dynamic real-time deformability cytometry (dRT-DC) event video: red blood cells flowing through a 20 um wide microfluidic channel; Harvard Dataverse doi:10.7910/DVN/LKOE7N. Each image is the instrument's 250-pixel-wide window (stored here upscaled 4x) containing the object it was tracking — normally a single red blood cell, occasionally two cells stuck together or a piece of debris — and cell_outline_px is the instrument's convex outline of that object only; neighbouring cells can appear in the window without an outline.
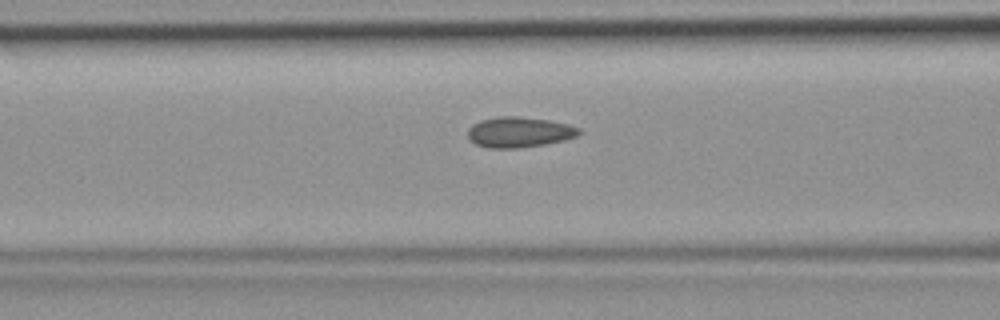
{"species": "common noctule bat (a hibernating species)", "species_latin": "Nyctalus noctula", "temperature_condition": "room temperature", "stored_images_in_passage": 34, "camera_frame_rate_fps": 3000, "um_per_image_px": 0.085, "animal": {"sex": "female", "body_mass_g": 19.9}, "frame": {"image": 1, "passage_image": 6, "time_ms": 1.667, "image_size_px": [1000, 320], "cell_outline_px": [[584, 132], [576, 136], [564, 140], [544, 144], [520, 148], [488, 148], [476, 144], [468, 136], [468, 128], [472, 124], [480, 120], [496, 116], [520, 116], [548, 120], [568, 124], [580, 128]], "centroid_in_image_um": [44.14, 11.22], "position_along_channel_um": 122.5, "area_um2": 19.88}}
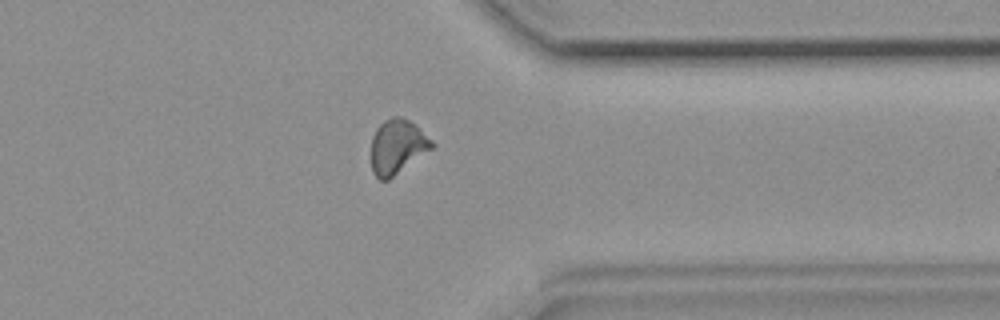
{"frame": {"image": 2, "passage_image": 24, "time_ms": 7.667, "image_size_px": [1000, 320], "cell_outline_px": [[436, 144], [432, 148], [388, 180], [380, 180], [372, 172], [372, 136], [376, 128], [384, 120], [392, 116], [400, 116], [416, 124]], "centroid_in_image_um": [33.77, 12.44], "position_along_channel_um": 377.6, "area_um2": 19.19}}
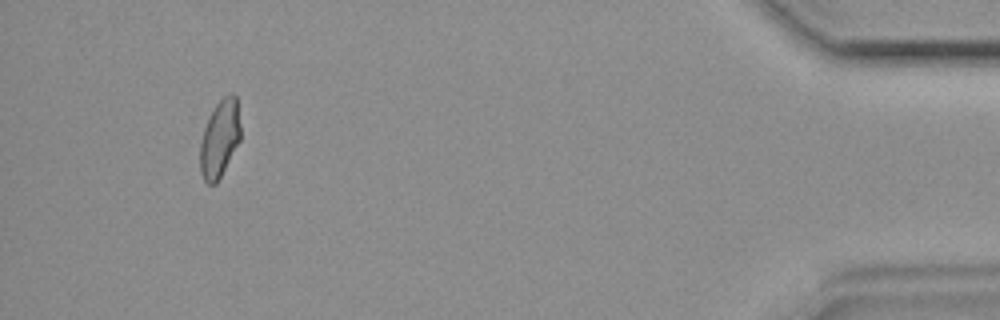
{"frame": {"image": 3, "passage_image": 31, "time_ms": 10.0, "image_size_px": [1000, 320], "cell_outline_px": [[240, 140], [216, 184], [208, 184], [204, 180], [200, 172], [200, 144], [204, 128], [216, 104], [224, 96], [232, 92], [236, 96], [240, 124]], "centroid_in_image_um": [18.67, 11.79], "position_along_channel_um": 416.5, "area_um2": 17.98}}